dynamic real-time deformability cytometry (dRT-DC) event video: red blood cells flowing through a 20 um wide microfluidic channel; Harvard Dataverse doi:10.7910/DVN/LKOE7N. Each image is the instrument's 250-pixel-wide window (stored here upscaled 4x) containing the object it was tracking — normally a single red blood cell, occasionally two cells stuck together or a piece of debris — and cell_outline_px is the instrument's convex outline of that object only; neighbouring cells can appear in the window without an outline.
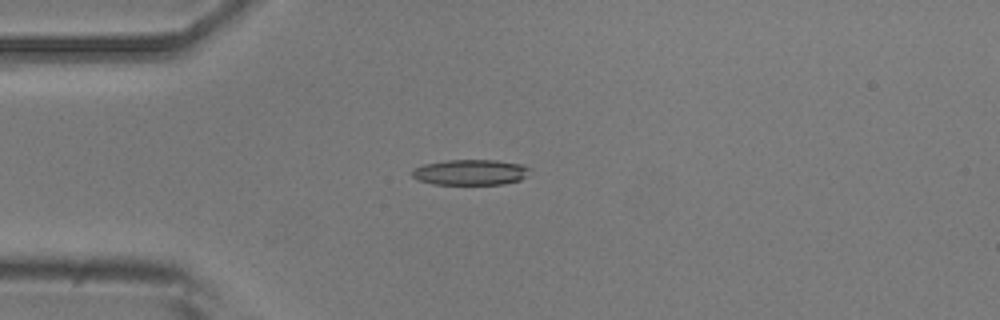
{"species": "common noctule bat (a hibernating species)", "species_latin": "Nyctalus noctula", "temperature_condition": "room temperature", "stored_images_in_passage": 11, "camera_frame_rate_fps": 3000, "um_per_image_px": 0.085, "animal": {"sex": "male", "body_mass_g": 20.5, "forearm_length_mm": 52.5}, "frame": {"image": 1, "passage_image": 3, "time_ms": 3.333, "image_size_px": [1000, 320], "cell_outline_px": [[532, 168], [520, 180], [504, 184], [432, 184], [420, 180], [412, 176], [412, 168], [424, 164], [444, 160], [496, 160], [524, 164]], "centroid_in_image_um": [39.99, 14.63], "position_along_channel_um": 45.0, "area_um2": 17.63}}
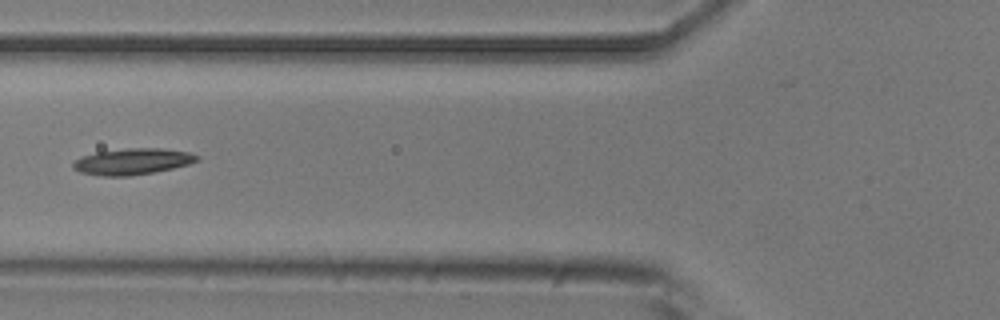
{"frame": {"image": 2, "passage_image": 5, "time_ms": 5.667, "image_size_px": [1000, 320], "cell_outline_px": [[200, 160], [188, 164], [172, 168], [152, 172], [128, 176], [100, 176], [80, 172], [72, 168], [72, 164], [76, 160], [84, 156], [96, 152], [128, 148], [164, 148], [188, 152], [200, 156]], "centroid_in_image_um": [11.27, 13.72], "position_along_channel_um": 114.5, "area_um2": 18.84}}
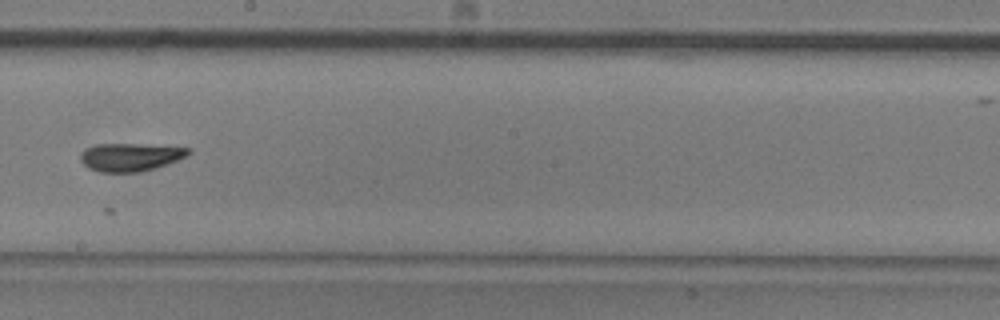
{"frame": {"image": 3, "passage_image": 8, "time_ms": 9.0, "image_size_px": [1000, 320], "cell_outline_px": [[192, 152], [176, 160], [156, 168], [140, 172], [100, 172], [88, 168], [80, 160], [80, 152], [84, 148], [96, 144], [140, 144], [192, 148]], "centroid_in_image_um": [11.03, 13.34], "position_along_channel_um": 237.2, "area_um2": 17.69}}